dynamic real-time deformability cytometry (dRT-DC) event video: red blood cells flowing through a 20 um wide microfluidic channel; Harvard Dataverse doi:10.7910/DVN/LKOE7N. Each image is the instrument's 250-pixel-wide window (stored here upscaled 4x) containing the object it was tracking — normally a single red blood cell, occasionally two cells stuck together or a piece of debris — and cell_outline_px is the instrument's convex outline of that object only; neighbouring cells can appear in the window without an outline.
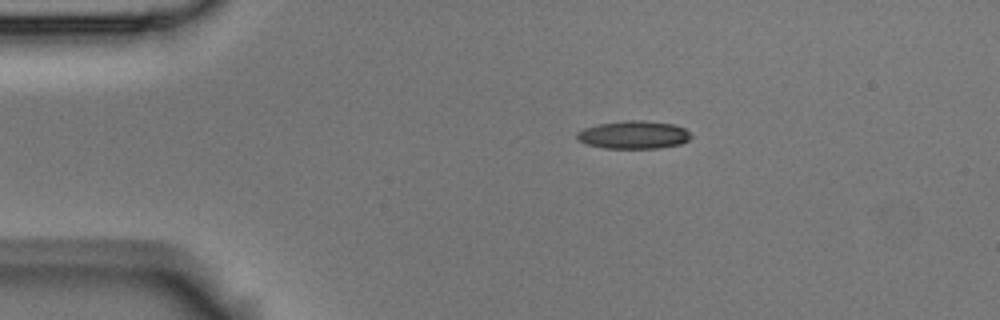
{"species": "Egyptian fruit bat (a non-hibernating species)", "species_latin": "Rousettus aegyptiacus", "temperature_condition": "room temperature", "stored_images_in_passage": 4, "camera_frame_rate_fps": 3000, "um_per_image_px": 0.085, "animal": {"sex": "male"}, "frame": {"image": 1, "passage_image": 1, "time_ms": 0.0, "image_size_px": [1000, 320], "cell_outline_px": [[692, 136], [688, 140], [680, 144], [660, 148], [604, 148], [588, 144], [580, 140], [576, 136], [576, 132], [584, 128], [600, 124], [624, 120], [644, 120], [676, 124], [684, 128]], "centroid_in_image_um": [53.89, 11.45], "position_along_channel_um": 31.1, "area_um2": 18.55}}
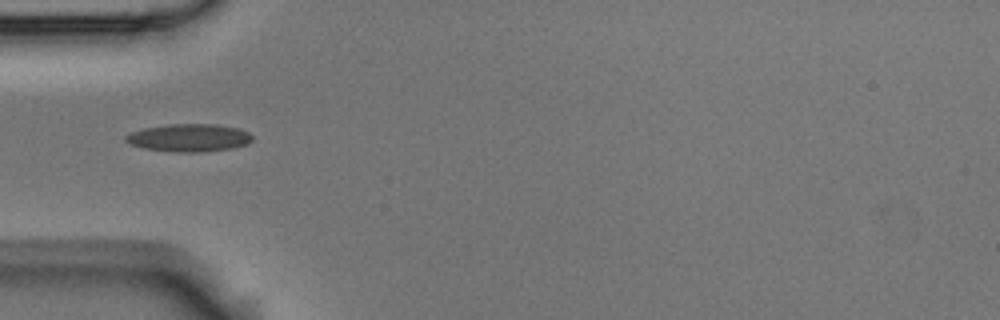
{"frame": {"image": 2, "passage_image": 3, "time_ms": 0.667, "image_size_px": [1000, 320], "cell_outline_px": [[252, 140], [248, 144], [232, 148], [200, 152], [176, 152], [144, 148], [128, 144], [124, 140], [124, 136], [132, 132], [144, 128], [168, 124], [216, 124], [240, 128], [248, 132], [252, 136]], "centroid_in_image_um": [16.07, 11.71], "position_along_channel_um": 68.9, "area_um2": 20.58}}
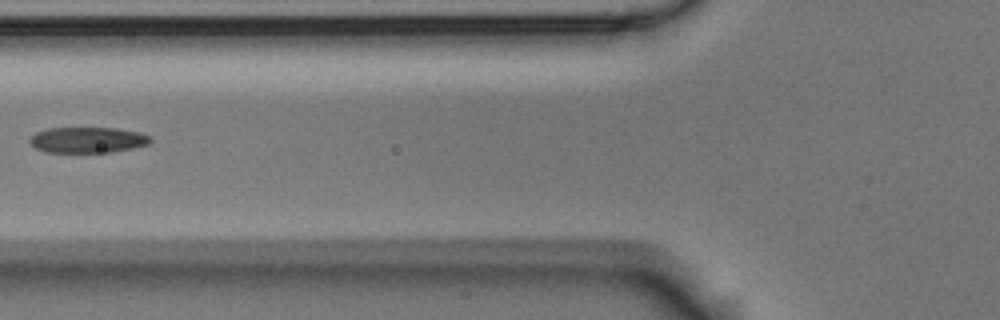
{"frame": {"image": 3, "passage_image": 4, "time_ms": 1.0, "image_size_px": [1000, 320], "cell_outline_px": [[152, 140], [148, 144], [132, 148], [112, 152], [44, 152], [36, 148], [28, 140], [36, 132], [48, 128], [116, 128], [140, 132], [148, 136]], "centroid_in_image_um": [7.44, 11.89], "position_along_channel_um": 118.4, "area_um2": 18.03}}